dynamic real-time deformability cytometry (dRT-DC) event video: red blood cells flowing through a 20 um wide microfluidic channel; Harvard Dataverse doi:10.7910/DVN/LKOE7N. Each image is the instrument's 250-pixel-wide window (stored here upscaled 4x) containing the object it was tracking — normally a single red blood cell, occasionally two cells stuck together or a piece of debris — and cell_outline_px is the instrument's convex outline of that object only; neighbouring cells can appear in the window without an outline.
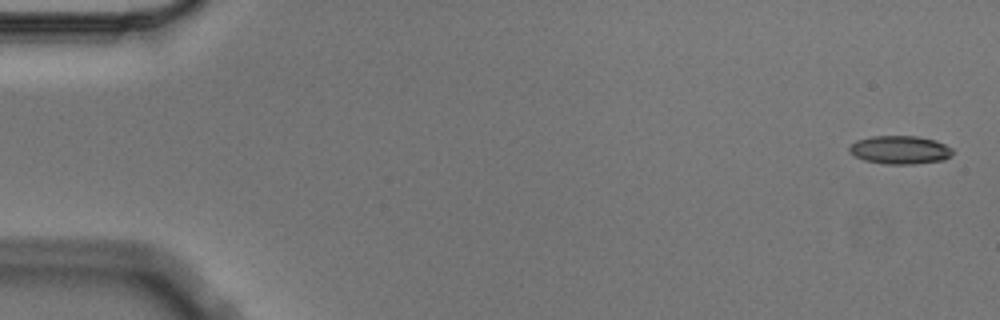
{"species": "Egyptian fruit bat (a non-hibernating species)", "species_latin": "Rousettus aegyptiacus", "temperature_condition": "cold", "stored_images_in_passage": 5, "camera_frame_rate_fps": 3000, "um_per_image_px": 0.085, "animal": {"sex": "male"}, "frame": {"image": 1, "passage_image": 1, "time_ms": 0.0, "image_size_px": [1000, 320], "cell_outline_px": [[952, 152], [944, 160], [912, 164], [888, 164], [864, 160], [848, 152], [848, 148], [856, 140], [872, 136], [916, 136], [936, 140], [952, 148]], "centroid_in_image_um": [76.47, 12.73], "position_along_channel_um": 8.5, "area_um2": 16.94}}
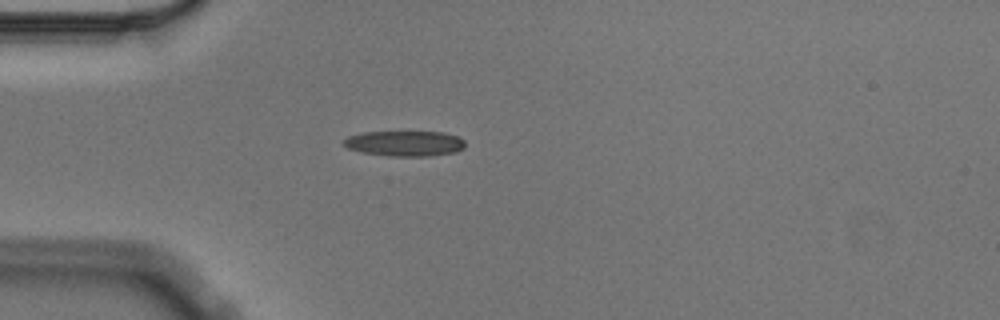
{"frame": {"image": 2, "passage_image": 5, "time_ms": 1.333, "image_size_px": [1000, 320], "cell_outline_px": [[464, 148], [456, 152], [432, 156], [388, 156], [364, 152], [348, 148], [344, 144], [344, 140], [348, 136], [364, 132], [444, 132], [456, 136], [464, 140]], "centroid_in_image_um": [34.44, 12.19], "position_along_channel_um": 50.6, "area_um2": 17.86}}